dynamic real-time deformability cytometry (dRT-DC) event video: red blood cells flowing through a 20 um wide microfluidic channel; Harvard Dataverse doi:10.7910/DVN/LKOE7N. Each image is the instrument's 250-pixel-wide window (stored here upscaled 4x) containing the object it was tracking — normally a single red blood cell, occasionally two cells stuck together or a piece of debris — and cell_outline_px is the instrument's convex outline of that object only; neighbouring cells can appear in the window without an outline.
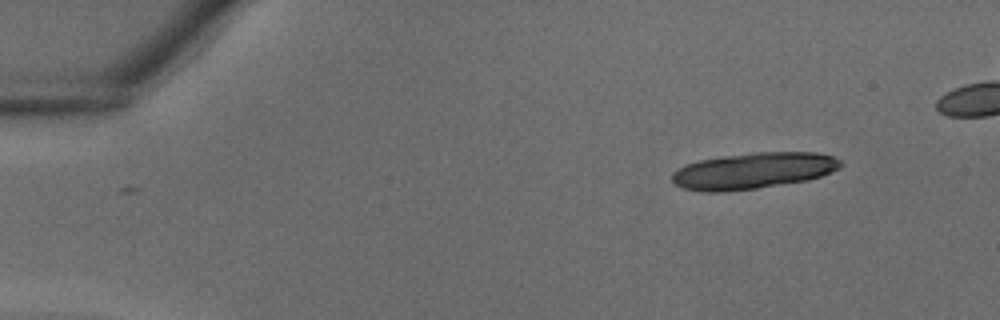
{"species": "common noctule bat (a hibernating species)", "species_latin": "Nyctalus noctula", "temperature_condition": "warm", "stored_images_in_passage": 10, "camera_frame_rate_fps": 3000, "um_per_image_px": 0.085, "animal": {"sex": "male", "body_mass_g": 18.8}, "frame": {"image": 1, "passage_image": 1, "time_ms": 0.0, "image_size_px": [1000, 320], "cell_outline_px": [[844, 164], [840, 168], [820, 176], [808, 180], [756, 188], [724, 192], [704, 192], [684, 188], [676, 184], [672, 180], [672, 172], [684, 164], [700, 160], [724, 156], [756, 152], [816, 152], [832, 156], [840, 160]], "centroid_in_image_um": [64.03, 14.51], "position_along_channel_um": 21.0, "area_um2": 35.55}}